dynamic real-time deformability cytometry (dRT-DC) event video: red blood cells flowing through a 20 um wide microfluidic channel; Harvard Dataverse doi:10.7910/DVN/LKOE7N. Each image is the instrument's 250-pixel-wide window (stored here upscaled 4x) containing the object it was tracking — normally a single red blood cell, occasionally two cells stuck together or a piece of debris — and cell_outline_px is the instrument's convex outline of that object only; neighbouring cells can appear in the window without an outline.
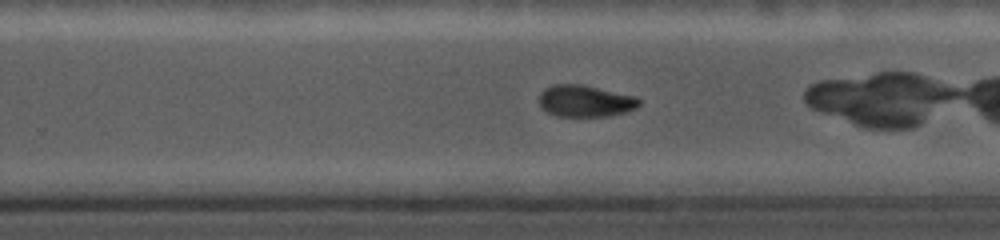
{"species": "common noctule bat (a hibernating species)", "species_latin": "Nyctalus noctula", "temperature_condition": "cold", "stored_images_in_passage": 17, "camera_frame_rate_fps": 5000, "um_per_image_px": 0.085, "animal": {"sex": "female", "body_mass_g": 19.0, "forearm_length_mm": 56.7}, "frame": {"image": 1, "passage_image": 12, "time_ms": 5.4, "image_size_px": [1000, 240], "cell_outline_px": [[640, 104], [636, 108], [624, 112], [608, 116], [556, 116], [540, 108], [540, 92], [544, 88], [556, 84], [580, 84], [636, 96], [640, 100]], "centroid_in_image_um": [49.73, 8.58], "position_along_channel_um": 280.1, "area_um2": 18.44}}
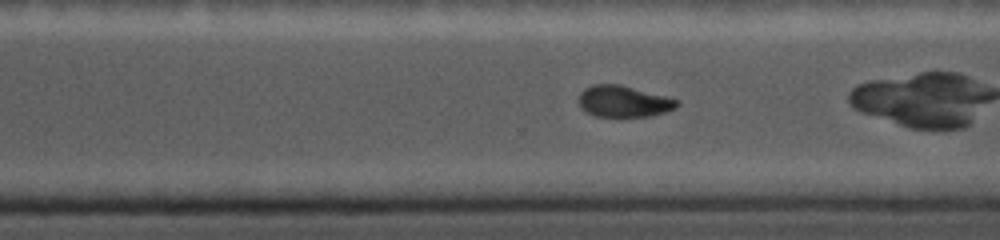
{"frame": {"image": 2, "passage_image": 15, "time_ms": 6.4, "image_size_px": [1000, 240], "cell_outline_px": [[680, 104], [676, 108], [652, 116], [620, 120], [592, 116], [580, 108], [580, 92], [584, 88], [592, 84], [620, 84], [680, 100]], "centroid_in_image_um": [53.0, 8.68], "position_along_channel_um": 317.6, "area_um2": 18.9}}